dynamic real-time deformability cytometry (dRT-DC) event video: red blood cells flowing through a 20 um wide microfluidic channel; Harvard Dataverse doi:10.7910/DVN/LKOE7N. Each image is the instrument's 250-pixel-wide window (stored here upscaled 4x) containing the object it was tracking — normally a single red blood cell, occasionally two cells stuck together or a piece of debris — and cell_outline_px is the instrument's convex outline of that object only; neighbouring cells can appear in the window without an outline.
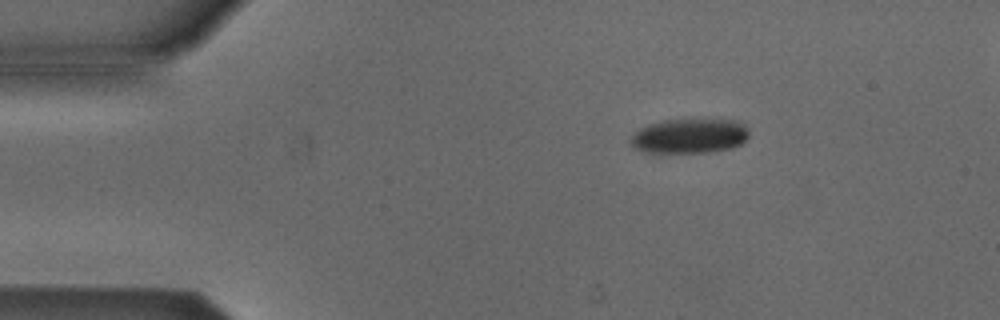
{"species": "Egyptian fruit bat (a non-hibernating species)", "species_latin": "Rousettus aegyptiacus", "temperature_condition": "cold", "stored_images_in_passage": 3, "segment_of_instrument_passage": [1, 2], "camera_frame_rate_fps": 3000, "um_per_image_px": 0.085, "animal": {"sex": "male"}, "frame": {"image": 1, "passage_image": 1, "time_ms": 0.0, "image_size_px": [1000, 320], "cell_outline_px": [[748, 136], [740, 144], [732, 148], [708, 152], [660, 156], [644, 152], [636, 148], [632, 144], [632, 136], [640, 128], [648, 124], [664, 120], [692, 116], [712, 116], [736, 120], [744, 124], [748, 132]], "centroid_in_image_um": [58.62, 11.53], "position_along_channel_um": 26.4, "area_um2": 25.78}}